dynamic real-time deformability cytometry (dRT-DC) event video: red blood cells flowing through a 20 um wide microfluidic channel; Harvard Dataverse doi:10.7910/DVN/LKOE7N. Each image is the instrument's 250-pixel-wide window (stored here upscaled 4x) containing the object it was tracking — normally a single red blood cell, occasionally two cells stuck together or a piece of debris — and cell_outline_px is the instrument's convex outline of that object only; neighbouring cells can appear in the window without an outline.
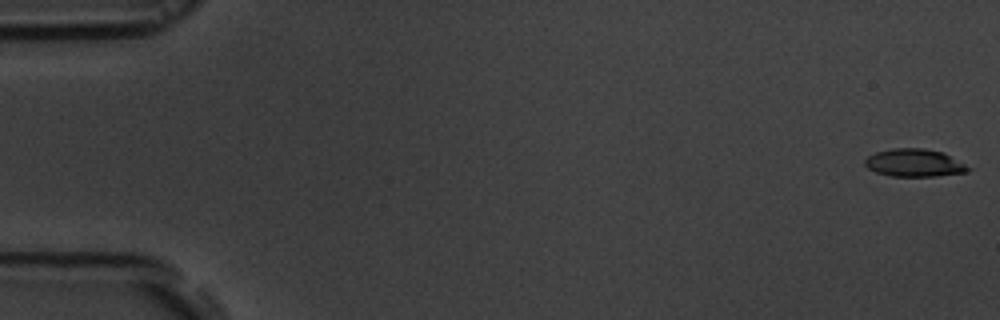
{"species": "common noctule bat (a hibernating species)", "species_latin": "Nyctalus noctula", "temperature_condition": "room temperature", "stored_images_in_passage": 10, "camera_frame_rate_fps": 3000, "um_per_image_px": 0.085, "animal": {"sex": "male", "body_mass_g": 19.5, "forearm_length_mm": 54.6}, "frame": {"image": 1, "passage_image": 1, "time_ms": 0.0, "image_size_px": [1000, 320], "cell_outline_px": [[972, 168], [968, 172], [936, 176], [892, 176], [876, 172], [868, 168], [864, 164], [864, 160], [868, 156], [876, 152], [892, 148], [924, 148], [944, 152]], "centroid_in_image_um": [77.73, 13.84], "position_along_channel_um": 7.3, "area_um2": 16.76}}